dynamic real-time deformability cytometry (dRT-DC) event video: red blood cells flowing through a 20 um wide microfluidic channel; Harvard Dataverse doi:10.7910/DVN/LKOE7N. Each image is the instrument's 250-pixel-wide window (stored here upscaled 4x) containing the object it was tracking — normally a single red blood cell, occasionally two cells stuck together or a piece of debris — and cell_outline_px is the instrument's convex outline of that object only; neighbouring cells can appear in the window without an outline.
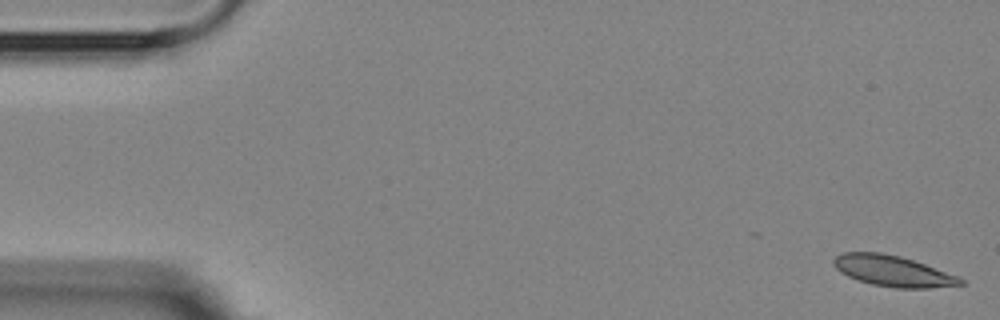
{"species": "Egyptian fruit bat (a non-hibernating species)", "species_latin": "Rousettus aegyptiacus", "temperature_condition": "room temperature", "stored_images_in_passage": 5, "camera_frame_rate_fps": 3000, "um_per_image_px": 0.085, "animal": {"sex": "female"}, "frame": {"image": 1, "passage_image": 1, "time_ms": 0.0, "image_size_px": [1000, 320], "cell_outline_px": [[964, 284], [928, 288], [896, 288], [872, 284], [848, 276], [840, 272], [832, 264], [832, 260], [836, 256], [844, 252], [880, 252], [900, 256], [924, 264], [956, 276], [964, 280]], "centroid_in_image_um": [75.84, 23.03], "position_along_channel_um": 9.2, "area_um2": 22.48}}
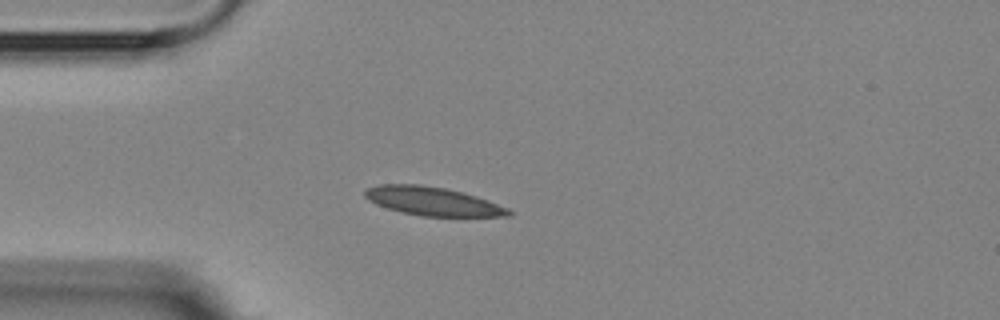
{"frame": {"image": 2, "passage_image": 5, "time_ms": 4.333, "image_size_px": [1000, 320], "cell_outline_px": [[512, 216], [420, 216], [400, 212], [376, 204], [368, 200], [364, 196], [364, 192], [368, 188], [380, 184], [420, 184], [444, 188], [464, 192], [488, 200], [508, 208], [512, 212]], "centroid_in_image_um": [36.77, 17.1], "position_along_channel_um": 48.2, "area_um2": 23.93}}